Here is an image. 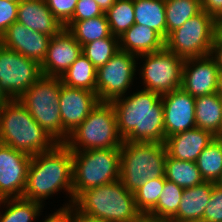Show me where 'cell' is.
I'll return each instance as SVG.
<instances>
[{"mask_svg":"<svg viewBox=\"0 0 222 222\" xmlns=\"http://www.w3.org/2000/svg\"><path fill=\"white\" fill-rule=\"evenodd\" d=\"M71 222H107L79 211L73 204V218Z\"/></svg>","mask_w":222,"mask_h":222,"instance_id":"cell-42","label":"cell"},{"mask_svg":"<svg viewBox=\"0 0 222 222\" xmlns=\"http://www.w3.org/2000/svg\"><path fill=\"white\" fill-rule=\"evenodd\" d=\"M217 67L211 55L184 61L181 88L194 98L218 92Z\"/></svg>","mask_w":222,"mask_h":222,"instance_id":"cell-15","label":"cell"},{"mask_svg":"<svg viewBox=\"0 0 222 222\" xmlns=\"http://www.w3.org/2000/svg\"><path fill=\"white\" fill-rule=\"evenodd\" d=\"M60 77L42 75L19 98L33 119L57 143H64L68 136L63 132L60 115Z\"/></svg>","mask_w":222,"mask_h":222,"instance_id":"cell-6","label":"cell"},{"mask_svg":"<svg viewBox=\"0 0 222 222\" xmlns=\"http://www.w3.org/2000/svg\"><path fill=\"white\" fill-rule=\"evenodd\" d=\"M104 14V11L94 0H78L75 12L69 21H83Z\"/></svg>","mask_w":222,"mask_h":222,"instance_id":"cell-37","label":"cell"},{"mask_svg":"<svg viewBox=\"0 0 222 222\" xmlns=\"http://www.w3.org/2000/svg\"><path fill=\"white\" fill-rule=\"evenodd\" d=\"M42 76L41 64L0 44V94L18 99Z\"/></svg>","mask_w":222,"mask_h":222,"instance_id":"cell-10","label":"cell"},{"mask_svg":"<svg viewBox=\"0 0 222 222\" xmlns=\"http://www.w3.org/2000/svg\"><path fill=\"white\" fill-rule=\"evenodd\" d=\"M32 156L0 143V200L23 196Z\"/></svg>","mask_w":222,"mask_h":222,"instance_id":"cell-13","label":"cell"},{"mask_svg":"<svg viewBox=\"0 0 222 222\" xmlns=\"http://www.w3.org/2000/svg\"><path fill=\"white\" fill-rule=\"evenodd\" d=\"M218 138L222 141V133L218 136Z\"/></svg>","mask_w":222,"mask_h":222,"instance_id":"cell-50","label":"cell"},{"mask_svg":"<svg viewBox=\"0 0 222 222\" xmlns=\"http://www.w3.org/2000/svg\"><path fill=\"white\" fill-rule=\"evenodd\" d=\"M210 55L214 59L217 67L222 69V36L218 32L215 35Z\"/></svg>","mask_w":222,"mask_h":222,"instance_id":"cell-41","label":"cell"},{"mask_svg":"<svg viewBox=\"0 0 222 222\" xmlns=\"http://www.w3.org/2000/svg\"><path fill=\"white\" fill-rule=\"evenodd\" d=\"M196 164L205 182H217L222 172V141L218 137L199 154Z\"/></svg>","mask_w":222,"mask_h":222,"instance_id":"cell-30","label":"cell"},{"mask_svg":"<svg viewBox=\"0 0 222 222\" xmlns=\"http://www.w3.org/2000/svg\"><path fill=\"white\" fill-rule=\"evenodd\" d=\"M64 28L74 36L81 46L112 35L105 13L83 21H68Z\"/></svg>","mask_w":222,"mask_h":222,"instance_id":"cell-25","label":"cell"},{"mask_svg":"<svg viewBox=\"0 0 222 222\" xmlns=\"http://www.w3.org/2000/svg\"><path fill=\"white\" fill-rule=\"evenodd\" d=\"M215 184L218 185L219 187H222V172H221L219 179L217 180V182Z\"/></svg>","mask_w":222,"mask_h":222,"instance_id":"cell-47","label":"cell"},{"mask_svg":"<svg viewBox=\"0 0 222 222\" xmlns=\"http://www.w3.org/2000/svg\"><path fill=\"white\" fill-rule=\"evenodd\" d=\"M6 1L19 2L20 0H6Z\"/></svg>","mask_w":222,"mask_h":222,"instance_id":"cell-49","label":"cell"},{"mask_svg":"<svg viewBox=\"0 0 222 222\" xmlns=\"http://www.w3.org/2000/svg\"><path fill=\"white\" fill-rule=\"evenodd\" d=\"M135 24L146 26L166 39L165 0H134Z\"/></svg>","mask_w":222,"mask_h":222,"instance_id":"cell-24","label":"cell"},{"mask_svg":"<svg viewBox=\"0 0 222 222\" xmlns=\"http://www.w3.org/2000/svg\"><path fill=\"white\" fill-rule=\"evenodd\" d=\"M82 54V46L63 28L51 37L46 57L41 64L42 75L61 77Z\"/></svg>","mask_w":222,"mask_h":222,"instance_id":"cell-17","label":"cell"},{"mask_svg":"<svg viewBox=\"0 0 222 222\" xmlns=\"http://www.w3.org/2000/svg\"><path fill=\"white\" fill-rule=\"evenodd\" d=\"M99 7L106 12L114 3L116 0H94Z\"/></svg>","mask_w":222,"mask_h":222,"instance_id":"cell-43","label":"cell"},{"mask_svg":"<svg viewBox=\"0 0 222 222\" xmlns=\"http://www.w3.org/2000/svg\"><path fill=\"white\" fill-rule=\"evenodd\" d=\"M201 222H222V187L214 185Z\"/></svg>","mask_w":222,"mask_h":222,"instance_id":"cell-35","label":"cell"},{"mask_svg":"<svg viewBox=\"0 0 222 222\" xmlns=\"http://www.w3.org/2000/svg\"><path fill=\"white\" fill-rule=\"evenodd\" d=\"M215 137L211 132L195 127L165 138L164 145L168 156L196 162L199 154Z\"/></svg>","mask_w":222,"mask_h":222,"instance_id":"cell-19","label":"cell"},{"mask_svg":"<svg viewBox=\"0 0 222 222\" xmlns=\"http://www.w3.org/2000/svg\"><path fill=\"white\" fill-rule=\"evenodd\" d=\"M201 11L200 0H165L166 37Z\"/></svg>","mask_w":222,"mask_h":222,"instance_id":"cell-28","label":"cell"},{"mask_svg":"<svg viewBox=\"0 0 222 222\" xmlns=\"http://www.w3.org/2000/svg\"><path fill=\"white\" fill-rule=\"evenodd\" d=\"M217 31L218 22L202 10L167 35L165 48L184 60L204 57L210 55Z\"/></svg>","mask_w":222,"mask_h":222,"instance_id":"cell-9","label":"cell"},{"mask_svg":"<svg viewBox=\"0 0 222 222\" xmlns=\"http://www.w3.org/2000/svg\"><path fill=\"white\" fill-rule=\"evenodd\" d=\"M221 36H222V19L218 21V31H217Z\"/></svg>","mask_w":222,"mask_h":222,"instance_id":"cell-46","label":"cell"},{"mask_svg":"<svg viewBox=\"0 0 222 222\" xmlns=\"http://www.w3.org/2000/svg\"><path fill=\"white\" fill-rule=\"evenodd\" d=\"M48 8L64 26L73 16L78 0H45Z\"/></svg>","mask_w":222,"mask_h":222,"instance_id":"cell-36","label":"cell"},{"mask_svg":"<svg viewBox=\"0 0 222 222\" xmlns=\"http://www.w3.org/2000/svg\"><path fill=\"white\" fill-rule=\"evenodd\" d=\"M73 204L79 211L107 222H136L142 216L134 193L120 180L81 192Z\"/></svg>","mask_w":222,"mask_h":222,"instance_id":"cell-4","label":"cell"},{"mask_svg":"<svg viewBox=\"0 0 222 222\" xmlns=\"http://www.w3.org/2000/svg\"><path fill=\"white\" fill-rule=\"evenodd\" d=\"M62 189L70 193L69 202L73 203V153L58 143L48 152L32 155L22 197L42 204Z\"/></svg>","mask_w":222,"mask_h":222,"instance_id":"cell-2","label":"cell"},{"mask_svg":"<svg viewBox=\"0 0 222 222\" xmlns=\"http://www.w3.org/2000/svg\"><path fill=\"white\" fill-rule=\"evenodd\" d=\"M164 143L127 142L120 148V181L134 193L147 180L165 177Z\"/></svg>","mask_w":222,"mask_h":222,"instance_id":"cell-5","label":"cell"},{"mask_svg":"<svg viewBox=\"0 0 222 222\" xmlns=\"http://www.w3.org/2000/svg\"><path fill=\"white\" fill-rule=\"evenodd\" d=\"M119 38L111 35L82 46V54L98 69L106 64L118 51Z\"/></svg>","mask_w":222,"mask_h":222,"instance_id":"cell-33","label":"cell"},{"mask_svg":"<svg viewBox=\"0 0 222 222\" xmlns=\"http://www.w3.org/2000/svg\"><path fill=\"white\" fill-rule=\"evenodd\" d=\"M139 57L145 58L141 72L145 90L162 96L181 88L184 59L165 47Z\"/></svg>","mask_w":222,"mask_h":222,"instance_id":"cell-11","label":"cell"},{"mask_svg":"<svg viewBox=\"0 0 222 222\" xmlns=\"http://www.w3.org/2000/svg\"><path fill=\"white\" fill-rule=\"evenodd\" d=\"M218 93L222 96V69H219V75H218Z\"/></svg>","mask_w":222,"mask_h":222,"instance_id":"cell-45","label":"cell"},{"mask_svg":"<svg viewBox=\"0 0 222 222\" xmlns=\"http://www.w3.org/2000/svg\"><path fill=\"white\" fill-rule=\"evenodd\" d=\"M202 10L217 22L222 19V0H200Z\"/></svg>","mask_w":222,"mask_h":222,"instance_id":"cell-40","label":"cell"},{"mask_svg":"<svg viewBox=\"0 0 222 222\" xmlns=\"http://www.w3.org/2000/svg\"><path fill=\"white\" fill-rule=\"evenodd\" d=\"M196 127L218 137L222 133V96L216 92L195 98Z\"/></svg>","mask_w":222,"mask_h":222,"instance_id":"cell-23","label":"cell"},{"mask_svg":"<svg viewBox=\"0 0 222 222\" xmlns=\"http://www.w3.org/2000/svg\"><path fill=\"white\" fill-rule=\"evenodd\" d=\"M183 190L175 182L169 181L164 177V187L158 203L147 216L170 221L177 214Z\"/></svg>","mask_w":222,"mask_h":222,"instance_id":"cell-31","label":"cell"},{"mask_svg":"<svg viewBox=\"0 0 222 222\" xmlns=\"http://www.w3.org/2000/svg\"><path fill=\"white\" fill-rule=\"evenodd\" d=\"M60 79L65 86L96 92L97 68L81 54Z\"/></svg>","mask_w":222,"mask_h":222,"instance_id":"cell-26","label":"cell"},{"mask_svg":"<svg viewBox=\"0 0 222 222\" xmlns=\"http://www.w3.org/2000/svg\"><path fill=\"white\" fill-rule=\"evenodd\" d=\"M98 103L96 92L82 88H71L62 84L59 106L63 132L69 136Z\"/></svg>","mask_w":222,"mask_h":222,"instance_id":"cell-16","label":"cell"},{"mask_svg":"<svg viewBox=\"0 0 222 222\" xmlns=\"http://www.w3.org/2000/svg\"><path fill=\"white\" fill-rule=\"evenodd\" d=\"M118 133L127 142L164 143V112L161 95L142 89L111 101Z\"/></svg>","mask_w":222,"mask_h":222,"instance_id":"cell-1","label":"cell"},{"mask_svg":"<svg viewBox=\"0 0 222 222\" xmlns=\"http://www.w3.org/2000/svg\"><path fill=\"white\" fill-rule=\"evenodd\" d=\"M6 99L0 94V108Z\"/></svg>","mask_w":222,"mask_h":222,"instance_id":"cell-48","label":"cell"},{"mask_svg":"<svg viewBox=\"0 0 222 222\" xmlns=\"http://www.w3.org/2000/svg\"><path fill=\"white\" fill-rule=\"evenodd\" d=\"M136 222H169L166 220L151 218L147 215H142Z\"/></svg>","mask_w":222,"mask_h":222,"instance_id":"cell-44","label":"cell"},{"mask_svg":"<svg viewBox=\"0 0 222 222\" xmlns=\"http://www.w3.org/2000/svg\"><path fill=\"white\" fill-rule=\"evenodd\" d=\"M104 13L114 36L120 37L135 24L134 0H116Z\"/></svg>","mask_w":222,"mask_h":222,"instance_id":"cell-32","label":"cell"},{"mask_svg":"<svg viewBox=\"0 0 222 222\" xmlns=\"http://www.w3.org/2000/svg\"><path fill=\"white\" fill-rule=\"evenodd\" d=\"M165 178L175 182L183 189L191 188L204 182L196 162L177 160L168 155L165 161Z\"/></svg>","mask_w":222,"mask_h":222,"instance_id":"cell-27","label":"cell"},{"mask_svg":"<svg viewBox=\"0 0 222 222\" xmlns=\"http://www.w3.org/2000/svg\"><path fill=\"white\" fill-rule=\"evenodd\" d=\"M215 183L203 182L182 192L177 214L169 222H201Z\"/></svg>","mask_w":222,"mask_h":222,"instance_id":"cell-21","label":"cell"},{"mask_svg":"<svg viewBox=\"0 0 222 222\" xmlns=\"http://www.w3.org/2000/svg\"><path fill=\"white\" fill-rule=\"evenodd\" d=\"M122 143L111 102H99L64 142L71 151L121 148Z\"/></svg>","mask_w":222,"mask_h":222,"instance_id":"cell-7","label":"cell"},{"mask_svg":"<svg viewBox=\"0 0 222 222\" xmlns=\"http://www.w3.org/2000/svg\"><path fill=\"white\" fill-rule=\"evenodd\" d=\"M7 209L3 213L0 212V222H31L40 216L42 204L36 201L20 198H9L0 200Z\"/></svg>","mask_w":222,"mask_h":222,"instance_id":"cell-29","label":"cell"},{"mask_svg":"<svg viewBox=\"0 0 222 222\" xmlns=\"http://www.w3.org/2000/svg\"><path fill=\"white\" fill-rule=\"evenodd\" d=\"M17 22L51 37L64 28L48 8L45 0H20Z\"/></svg>","mask_w":222,"mask_h":222,"instance_id":"cell-20","label":"cell"},{"mask_svg":"<svg viewBox=\"0 0 222 222\" xmlns=\"http://www.w3.org/2000/svg\"><path fill=\"white\" fill-rule=\"evenodd\" d=\"M164 187V178L147 180L134 192L135 203L142 215H148L157 205Z\"/></svg>","mask_w":222,"mask_h":222,"instance_id":"cell-34","label":"cell"},{"mask_svg":"<svg viewBox=\"0 0 222 222\" xmlns=\"http://www.w3.org/2000/svg\"><path fill=\"white\" fill-rule=\"evenodd\" d=\"M73 218V203L66 204L59 210L50 214L48 218H45L43 222H71Z\"/></svg>","mask_w":222,"mask_h":222,"instance_id":"cell-39","label":"cell"},{"mask_svg":"<svg viewBox=\"0 0 222 222\" xmlns=\"http://www.w3.org/2000/svg\"><path fill=\"white\" fill-rule=\"evenodd\" d=\"M19 2L0 0V37L17 21Z\"/></svg>","mask_w":222,"mask_h":222,"instance_id":"cell-38","label":"cell"},{"mask_svg":"<svg viewBox=\"0 0 222 222\" xmlns=\"http://www.w3.org/2000/svg\"><path fill=\"white\" fill-rule=\"evenodd\" d=\"M0 143L31 156L58 144L18 99L5 100L0 108Z\"/></svg>","mask_w":222,"mask_h":222,"instance_id":"cell-3","label":"cell"},{"mask_svg":"<svg viewBox=\"0 0 222 222\" xmlns=\"http://www.w3.org/2000/svg\"><path fill=\"white\" fill-rule=\"evenodd\" d=\"M165 138L196 127L195 98L182 88L161 96Z\"/></svg>","mask_w":222,"mask_h":222,"instance_id":"cell-14","label":"cell"},{"mask_svg":"<svg viewBox=\"0 0 222 222\" xmlns=\"http://www.w3.org/2000/svg\"><path fill=\"white\" fill-rule=\"evenodd\" d=\"M137 56L119 50L106 64L97 69L96 95L99 102H111L125 95L133 83Z\"/></svg>","mask_w":222,"mask_h":222,"instance_id":"cell-12","label":"cell"},{"mask_svg":"<svg viewBox=\"0 0 222 222\" xmlns=\"http://www.w3.org/2000/svg\"><path fill=\"white\" fill-rule=\"evenodd\" d=\"M118 38L120 50L137 57L165 47V40L156 31L139 24H134Z\"/></svg>","mask_w":222,"mask_h":222,"instance_id":"cell-22","label":"cell"},{"mask_svg":"<svg viewBox=\"0 0 222 222\" xmlns=\"http://www.w3.org/2000/svg\"><path fill=\"white\" fill-rule=\"evenodd\" d=\"M50 39L51 36L33 31L16 21L0 37V44L42 64Z\"/></svg>","mask_w":222,"mask_h":222,"instance_id":"cell-18","label":"cell"},{"mask_svg":"<svg viewBox=\"0 0 222 222\" xmlns=\"http://www.w3.org/2000/svg\"><path fill=\"white\" fill-rule=\"evenodd\" d=\"M73 201L83 191L120 179V148L72 151Z\"/></svg>","mask_w":222,"mask_h":222,"instance_id":"cell-8","label":"cell"}]
</instances>
